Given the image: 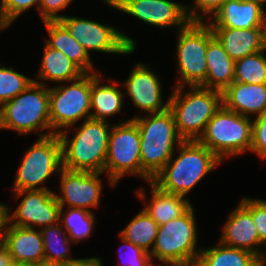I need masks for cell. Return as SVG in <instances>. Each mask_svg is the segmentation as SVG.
Wrapping results in <instances>:
<instances>
[{
	"mask_svg": "<svg viewBox=\"0 0 266 266\" xmlns=\"http://www.w3.org/2000/svg\"><path fill=\"white\" fill-rule=\"evenodd\" d=\"M178 155L151 180L164 192L186 196L214 168L223 163L198 140H183L177 147Z\"/></svg>",
	"mask_w": 266,
	"mask_h": 266,
	"instance_id": "obj_1",
	"label": "cell"
},
{
	"mask_svg": "<svg viewBox=\"0 0 266 266\" xmlns=\"http://www.w3.org/2000/svg\"><path fill=\"white\" fill-rule=\"evenodd\" d=\"M111 129L108 119L88 118L73 131L74 136L71 138H68V128L62 130L58 137L62 148L63 168L104 173Z\"/></svg>",
	"mask_w": 266,
	"mask_h": 266,
	"instance_id": "obj_2",
	"label": "cell"
},
{
	"mask_svg": "<svg viewBox=\"0 0 266 266\" xmlns=\"http://www.w3.org/2000/svg\"><path fill=\"white\" fill-rule=\"evenodd\" d=\"M131 119L140 131L141 178L150 182L175 155L183 139L176 131L169 109L143 117L138 114Z\"/></svg>",
	"mask_w": 266,
	"mask_h": 266,
	"instance_id": "obj_3",
	"label": "cell"
},
{
	"mask_svg": "<svg viewBox=\"0 0 266 266\" xmlns=\"http://www.w3.org/2000/svg\"><path fill=\"white\" fill-rule=\"evenodd\" d=\"M174 87L168 100L176 131L183 140H198L207 123L223 105L222 92L201 86ZM184 92V93H183Z\"/></svg>",
	"mask_w": 266,
	"mask_h": 266,
	"instance_id": "obj_4",
	"label": "cell"
},
{
	"mask_svg": "<svg viewBox=\"0 0 266 266\" xmlns=\"http://www.w3.org/2000/svg\"><path fill=\"white\" fill-rule=\"evenodd\" d=\"M0 129L15 130L19 135L30 132L39 137L52 135L49 86L33 81L23 92L3 104L0 107Z\"/></svg>",
	"mask_w": 266,
	"mask_h": 266,
	"instance_id": "obj_5",
	"label": "cell"
},
{
	"mask_svg": "<svg viewBox=\"0 0 266 266\" xmlns=\"http://www.w3.org/2000/svg\"><path fill=\"white\" fill-rule=\"evenodd\" d=\"M193 205L180 217L159 226L150 256L174 266H195L202 247L197 246V226Z\"/></svg>",
	"mask_w": 266,
	"mask_h": 266,
	"instance_id": "obj_6",
	"label": "cell"
},
{
	"mask_svg": "<svg viewBox=\"0 0 266 266\" xmlns=\"http://www.w3.org/2000/svg\"><path fill=\"white\" fill-rule=\"evenodd\" d=\"M253 121L223 105L212 116L198 141L222 162L250 151Z\"/></svg>",
	"mask_w": 266,
	"mask_h": 266,
	"instance_id": "obj_7",
	"label": "cell"
},
{
	"mask_svg": "<svg viewBox=\"0 0 266 266\" xmlns=\"http://www.w3.org/2000/svg\"><path fill=\"white\" fill-rule=\"evenodd\" d=\"M62 168V148L58 134L39 137L23 155L12 186L13 192L50 190L43 186L44 183L52 174L58 175Z\"/></svg>",
	"mask_w": 266,
	"mask_h": 266,
	"instance_id": "obj_8",
	"label": "cell"
},
{
	"mask_svg": "<svg viewBox=\"0 0 266 266\" xmlns=\"http://www.w3.org/2000/svg\"><path fill=\"white\" fill-rule=\"evenodd\" d=\"M176 66L180 79L174 87L200 86L207 75L206 51L214 33L206 22H189L176 29Z\"/></svg>",
	"mask_w": 266,
	"mask_h": 266,
	"instance_id": "obj_9",
	"label": "cell"
},
{
	"mask_svg": "<svg viewBox=\"0 0 266 266\" xmlns=\"http://www.w3.org/2000/svg\"><path fill=\"white\" fill-rule=\"evenodd\" d=\"M91 73H84L69 84L49 87V116L52 134L72 128L91 118ZM63 128V129H62Z\"/></svg>",
	"mask_w": 266,
	"mask_h": 266,
	"instance_id": "obj_10",
	"label": "cell"
},
{
	"mask_svg": "<svg viewBox=\"0 0 266 266\" xmlns=\"http://www.w3.org/2000/svg\"><path fill=\"white\" fill-rule=\"evenodd\" d=\"M104 172L112 188L126 174L141 177L140 131L133 119L112 125Z\"/></svg>",
	"mask_w": 266,
	"mask_h": 266,
	"instance_id": "obj_11",
	"label": "cell"
},
{
	"mask_svg": "<svg viewBox=\"0 0 266 266\" xmlns=\"http://www.w3.org/2000/svg\"><path fill=\"white\" fill-rule=\"evenodd\" d=\"M90 55V51L112 54H131L136 49V41L125 32L85 18L63 15L59 20Z\"/></svg>",
	"mask_w": 266,
	"mask_h": 266,
	"instance_id": "obj_12",
	"label": "cell"
},
{
	"mask_svg": "<svg viewBox=\"0 0 266 266\" xmlns=\"http://www.w3.org/2000/svg\"><path fill=\"white\" fill-rule=\"evenodd\" d=\"M16 199L22 197L14 212L8 206V222L14 226L35 228L59 222L60 205L51 190H22L13 192Z\"/></svg>",
	"mask_w": 266,
	"mask_h": 266,
	"instance_id": "obj_13",
	"label": "cell"
},
{
	"mask_svg": "<svg viewBox=\"0 0 266 266\" xmlns=\"http://www.w3.org/2000/svg\"><path fill=\"white\" fill-rule=\"evenodd\" d=\"M104 173L68 170L62 168L60 173V192L54 195L60 207L85 209L100 206L102 195V181L99 176Z\"/></svg>",
	"mask_w": 266,
	"mask_h": 266,
	"instance_id": "obj_14",
	"label": "cell"
},
{
	"mask_svg": "<svg viewBox=\"0 0 266 266\" xmlns=\"http://www.w3.org/2000/svg\"><path fill=\"white\" fill-rule=\"evenodd\" d=\"M159 76L144 63L134 65L127 79L121 84L133 102V105L148 114L164 112L169 107V100L162 99V82Z\"/></svg>",
	"mask_w": 266,
	"mask_h": 266,
	"instance_id": "obj_15",
	"label": "cell"
},
{
	"mask_svg": "<svg viewBox=\"0 0 266 266\" xmlns=\"http://www.w3.org/2000/svg\"><path fill=\"white\" fill-rule=\"evenodd\" d=\"M117 10L163 30L167 27L181 30L189 23L185 4L170 0H125Z\"/></svg>",
	"mask_w": 266,
	"mask_h": 266,
	"instance_id": "obj_16",
	"label": "cell"
},
{
	"mask_svg": "<svg viewBox=\"0 0 266 266\" xmlns=\"http://www.w3.org/2000/svg\"><path fill=\"white\" fill-rule=\"evenodd\" d=\"M222 228L221 244L248 250L263 262L266 260V249H262L264 246L259 240L252 214L241 202L231 211Z\"/></svg>",
	"mask_w": 266,
	"mask_h": 266,
	"instance_id": "obj_17",
	"label": "cell"
},
{
	"mask_svg": "<svg viewBox=\"0 0 266 266\" xmlns=\"http://www.w3.org/2000/svg\"><path fill=\"white\" fill-rule=\"evenodd\" d=\"M1 243L11 255L13 264L35 266L44 264L43 241L40 230L7 223Z\"/></svg>",
	"mask_w": 266,
	"mask_h": 266,
	"instance_id": "obj_18",
	"label": "cell"
},
{
	"mask_svg": "<svg viewBox=\"0 0 266 266\" xmlns=\"http://www.w3.org/2000/svg\"><path fill=\"white\" fill-rule=\"evenodd\" d=\"M207 23L210 27L266 28V11L250 0H226Z\"/></svg>",
	"mask_w": 266,
	"mask_h": 266,
	"instance_id": "obj_19",
	"label": "cell"
},
{
	"mask_svg": "<svg viewBox=\"0 0 266 266\" xmlns=\"http://www.w3.org/2000/svg\"><path fill=\"white\" fill-rule=\"evenodd\" d=\"M211 29L234 61L266 49V28L211 27Z\"/></svg>",
	"mask_w": 266,
	"mask_h": 266,
	"instance_id": "obj_20",
	"label": "cell"
},
{
	"mask_svg": "<svg viewBox=\"0 0 266 266\" xmlns=\"http://www.w3.org/2000/svg\"><path fill=\"white\" fill-rule=\"evenodd\" d=\"M222 102L226 109L240 115L253 118L261 115L266 112V83L233 82L222 92Z\"/></svg>",
	"mask_w": 266,
	"mask_h": 266,
	"instance_id": "obj_21",
	"label": "cell"
},
{
	"mask_svg": "<svg viewBox=\"0 0 266 266\" xmlns=\"http://www.w3.org/2000/svg\"><path fill=\"white\" fill-rule=\"evenodd\" d=\"M151 199L147 201L145 190H137L138 197L147 205L143 210L160 226L183 215L193 204L184 196L162 191L151 181Z\"/></svg>",
	"mask_w": 266,
	"mask_h": 266,
	"instance_id": "obj_22",
	"label": "cell"
},
{
	"mask_svg": "<svg viewBox=\"0 0 266 266\" xmlns=\"http://www.w3.org/2000/svg\"><path fill=\"white\" fill-rule=\"evenodd\" d=\"M100 73H91V118L106 120L107 117L121 112L125 95L118 88L120 82L115 79L107 80L111 83L102 84L101 81L105 78Z\"/></svg>",
	"mask_w": 266,
	"mask_h": 266,
	"instance_id": "obj_23",
	"label": "cell"
},
{
	"mask_svg": "<svg viewBox=\"0 0 266 266\" xmlns=\"http://www.w3.org/2000/svg\"><path fill=\"white\" fill-rule=\"evenodd\" d=\"M43 23L49 36L44 43L64 53L83 73L98 72L91 61V55L70 35L60 21H45Z\"/></svg>",
	"mask_w": 266,
	"mask_h": 266,
	"instance_id": "obj_24",
	"label": "cell"
},
{
	"mask_svg": "<svg viewBox=\"0 0 266 266\" xmlns=\"http://www.w3.org/2000/svg\"><path fill=\"white\" fill-rule=\"evenodd\" d=\"M207 75L201 87L223 92L234 82L235 61L214 36L206 51Z\"/></svg>",
	"mask_w": 266,
	"mask_h": 266,
	"instance_id": "obj_25",
	"label": "cell"
},
{
	"mask_svg": "<svg viewBox=\"0 0 266 266\" xmlns=\"http://www.w3.org/2000/svg\"><path fill=\"white\" fill-rule=\"evenodd\" d=\"M41 66L34 82L47 85V81L71 82L84 74L64 53L44 45ZM43 81H46L45 83Z\"/></svg>",
	"mask_w": 266,
	"mask_h": 266,
	"instance_id": "obj_26",
	"label": "cell"
},
{
	"mask_svg": "<svg viewBox=\"0 0 266 266\" xmlns=\"http://www.w3.org/2000/svg\"><path fill=\"white\" fill-rule=\"evenodd\" d=\"M195 266H264V262L254 253L221 244L202 248Z\"/></svg>",
	"mask_w": 266,
	"mask_h": 266,
	"instance_id": "obj_27",
	"label": "cell"
},
{
	"mask_svg": "<svg viewBox=\"0 0 266 266\" xmlns=\"http://www.w3.org/2000/svg\"><path fill=\"white\" fill-rule=\"evenodd\" d=\"M63 229L59 222L40 229L43 241L44 264L60 266L74 259L70 256L71 248H69L73 242L69 239L66 230Z\"/></svg>",
	"mask_w": 266,
	"mask_h": 266,
	"instance_id": "obj_28",
	"label": "cell"
},
{
	"mask_svg": "<svg viewBox=\"0 0 266 266\" xmlns=\"http://www.w3.org/2000/svg\"><path fill=\"white\" fill-rule=\"evenodd\" d=\"M158 228L159 225L142 209L123 228L119 236L142 248L144 251L151 253Z\"/></svg>",
	"mask_w": 266,
	"mask_h": 266,
	"instance_id": "obj_29",
	"label": "cell"
},
{
	"mask_svg": "<svg viewBox=\"0 0 266 266\" xmlns=\"http://www.w3.org/2000/svg\"><path fill=\"white\" fill-rule=\"evenodd\" d=\"M60 208L59 223L68 233L69 239L75 244L85 241L94 231L96 217L93 212L85 209ZM85 238V239H84Z\"/></svg>",
	"mask_w": 266,
	"mask_h": 266,
	"instance_id": "obj_30",
	"label": "cell"
},
{
	"mask_svg": "<svg viewBox=\"0 0 266 266\" xmlns=\"http://www.w3.org/2000/svg\"><path fill=\"white\" fill-rule=\"evenodd\" d=\"M265 51L266 49L236 60L234 68V82L245 84H265Z\"/></svg>",
	"mask_w": 266,
	"mask_h": 266,
	"instance_id": "obj_31",
	"label": "cell"
},
{
	"mask_svg": "<svg viewBox=\"0 0 266 266\" xmlns=\"http://www.w3.org/2000/svg\"><path fill=\"white\" fill-rule=\"evenodd\" d=\"M33 81V78L16 72L13 67L0 64V107L23 92Z\"/></svg>",
	"mask_w": 266,
	"mask_h": 266,
	"instance_id": "obj_32",
	"label": "cell"
},
{
	"mask_svg": "<svg viewBox=\"0 0 266 266\" xmlns=\"http://www.w3.org/2000/svg\"><path fill=\"white\" fill-rule=\"evenodd\" d=\"M0 31L12 25L22 13L35 7L39 11V0H0Z\"/></svg>",
	"mask_w": 266,
	"mask_h": 266,
	"instance_id": "obj_33",
	"label": "cell"
},
{
	"mask_svg": "<svg viewBox=\"0 0 266 266\" xmlns=\"http://www.w3.org/2000/svg\"><path fill=\"white\" fill-rule=\"evenodd\" d=\"M225 1L226 0H193V5L190 6L186 4L185 11L189 22L204 23L205 21L206 23L207 20L210 21Z\"/></svg>",
	"mask_w": 266,
	"mask_h": 266,
	"instance_id": "obj_34",
	"label": "cell"
},
{
	"mask_svg": "<svg viewBox=\"0 0 266 266\" xmlns=\"http://www.w3.org/2000/svg\"><path fill=\"white\" fill-rule=\"evenodd\" d=\"M252 214L260 242L266 244V200L243 197L240 201ZM265 243V244H264Z\"/></svg>",
	"mask_w": 266,
	"mask_h": 266,
	"instance_id": "obj_35",
	"label": "cell"
},
{
	"mask_svg": "<svg viewBox=\"0 0 266 266\" xmlns=\"http://www.w3.org/2000/svg\"><path fill=\"white\" fill-rule=\"evenodd\" d=\"M252 145L250 151L266 159V112L253 118Z\"/></svg>",
	"mask_w": 266,
	"mask_h": 266,
	"instance_id": "obj_36",
	"label": "cell"
},
{
	"mask_svg": "<svg viewBox=\"0 0 266 266\" xmlns=\"http://www.w3.org/2000/svg\"><path fill=\"white\" fill-rule=\"evenodd\" d=\"M119 238L121 239V241L123 243L122 246H124L126 248V250H128V252H127L124 249V252L120 253V259H121V262H123V263H120V264H122L121 266H143L146 263V261L151 257L150 253L144 251L142 248H140V247L134 245L133 243L125 240L121 236ZM121 249H119V251H123V249L122 250ZM123 253H124L125 257H122Z\"/></svg>",
	"mask_w": 266,
	"mask_h": 266,
	"instance_id": "obj_37",
	"label": "cell"
},
{
	"mask_svg": "<svg viewBox=\"0 0 266 266\" xmlns=\"http://www.w3.org/2000/svg\"><path fill=\"white\" fill-rule=\"evenodd\" d=\"M73 0H39V16L43 22L59 21L63 15L59 11L65 10Z\"/></svg>",
	"mask_w": 266,
	"mask_h": 266,
	"instance_id": "obj_38",
	"label": "cell"
},
{
	"mask_svg": "<svg viewBox=\"0 0 266 266\" xmlns=\"http://www.w3.org/2000/svg\"><path fill=\"white\" fill-rule=\"evenodd\" d=\"M60 266H103L102 260L99 257L72 259L66 264Z\"/></svg>",
	"mask_w": 266,
	"mask_h": 266,
	"instance_id": "obj_39",
	"label": "cell"
},
{
	"mask_svg": "<svg viewBox=\"0 0 266 266\" xmlns=\"http://www.w3.org/2000/svg\"><path fill=\"white\" fill-rule=\"evenodd\" d=\"M8 223V205L0 202V239Z\"/></svg>",
	"mask_w": 266,
	"mask_h": 266,
	"instance_id": "obj_40",
	"label": "cell"
},
{
	"mask_svg": "<svg viewBox=\"0 0 266 266\" xmlns=\"http://www.w3.org/2000/svg\"><path fill=\"white\" fill-rule=\"evenodd\" d=\"M13 261L7 248L0 241V266H12Z\"/></svg>",
	"mask_w": 266,
	"mask_h": 266,
	"instance_id": "obj_41",
	"label": "cell"
},
{
	"mask_svg": "<svg viewBox=\"0 0 266 266\" xmlns=\"http://www.w3.org/2000/svg\"><path fill=\"white\" fill-rule=\"evenodd\" d=\"M105 4L117 9L125 0H102Z\"/></svg>",
	"mask_w": 266,
	"mask_h": 266,
	"instance_id": "obj_42",
	"label": "cell"
},
{
	"mask_svg": "<svg viewBox=\"0 0 266 266\" xmlns=\"http://www.w3.org/2000/svg\"><path fill=\"white\" fill-rule=\"evenodd\" d=\"M143 266H157V265L153 264V258L150 257ZM160 266H174V265H172L171 263L167 261L161 260Z\"/></svg>",
	"mask_w": 266,
	"mask_h": 266,
	"instance_id": "obj_43",
	"label": "cell"
},
{
	"mask_svg": "<svg viewBox=\"0 0 266 266\" xmlns=\"http://www.w3.org/2000/svg\"><path fill=\"white\" fill-rule=\"evenodd\" d=\"M250 1H253V2L259 4L261 7H263L265 9L266 0H250Z\"/></svg>",
	"mask_w": 266,
	"mask_h": 266,
	"instance_id": "obj_44",
	"label": "cell"
},
{
	"mask_svg": "<svg viewBox=\"0 0 266 266\" xmlns=\"http://www.w3.org/2000/svg\"><path fill=\"white\" fill-rule=\"evenodd\" d=\"M35 266H59V265H52V264H40V265H35Z\"/></svg>",
	"mask_w": 266,
	"mask_h": 266,
	"instance_id": "obj_45",
	"label": "cell"
},
{
	"mask_svg": "<svg viewBox=\"0 0 266 266\" xmlns=\"http://www.w3.org/2000/svg\"><path fill=\"white\" fill-rule=\"evenodd\" d=\"M12 266H24V265H17V264H13Z\"/></svg>",
	"mask_w": 266,
	"mask_h": 266,
	"instance_id": "obj_46",
	"label": "cell"
}]
</instances>
